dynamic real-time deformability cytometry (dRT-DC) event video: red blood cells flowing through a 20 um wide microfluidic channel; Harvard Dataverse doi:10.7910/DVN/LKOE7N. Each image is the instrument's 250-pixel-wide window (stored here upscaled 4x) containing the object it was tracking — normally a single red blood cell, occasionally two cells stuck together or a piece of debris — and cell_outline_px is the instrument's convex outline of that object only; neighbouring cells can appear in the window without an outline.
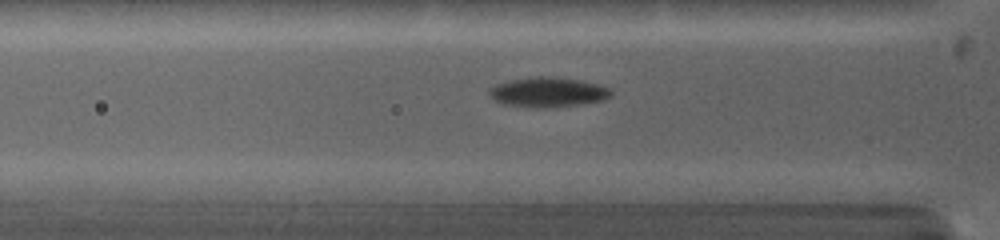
{"species": "common noctule bat (a hibernating species)", "species_latin": "Nyctalus noctula", "temperature_condition": "warm", "stored_images_in_passage": 36, "camera_frame_rate_fps": 5000, "um_per_image_px": 0.085, "animal": {"sex": "female", "body_mass_g": 19.0, "forearm_length_mm": 53.3}, "frame": {"image": 1, "passage_image": 8, "time_ms": 3.0, "image_size_px": [1000, 240], "cell_outline_px": [[612, 96], [604, 100], [580, 104], [548, 108], [528, 108], [500, 104], [488, 96], [488, 88], [504, 80], [536, 76], [552, 76], [580, 80], [612, 88]], "centroid_in_image_um": [46.51, 7.84], "position_along_channel_um": 79.3, "area_um2": 21.85}}
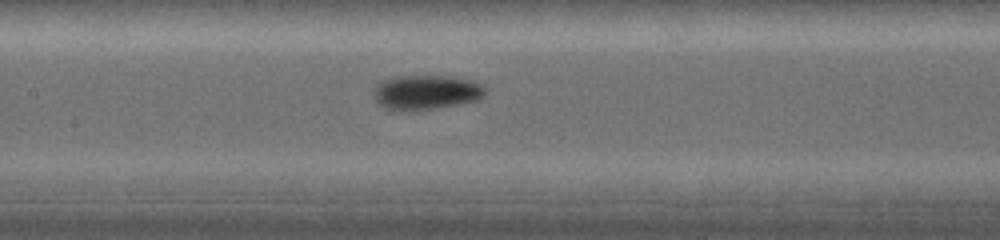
{"frame": {"image": 2, "passage_image": 14, "time_ms": 5.2, "image_size_px": [1000, 240], "cell_outline_px": [[488, 92], [484, 96], [476, 100], [436, 108], [412, 112], [384, 108], [376, 104], [376, 84], [392, 76], [448, 76], [476, 80], [484, 84], [488, 88]], "centroid_in_image_um": [36.28, 7.84], "position_along_channel_um": 171.1, "area_um2": 22.89}}
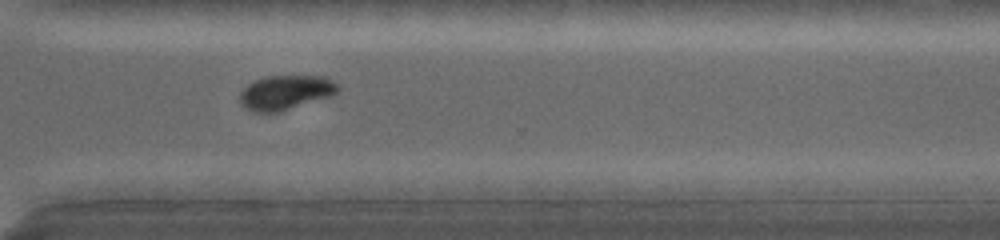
{"frame": {"image": 3, "passage_image": 26, "time_ms": 9.4, "image_size_px": [1000, 240], "cell_outline_px": [[340, 88], [332, 96], [276, 112], [252, 112], [240, 104], [240, 92], [248, 84], [264, 76], [320, 76], [332, 80], [340, 84]], "centroid_in_image_um": [24.27, 7.85], "position_along_channel_um": 346.3, "area_um2": 19.59}, "authors_computed_cell_mechanics": {"area_um2": 20.1144, "velocity_mm_per_s": 4.1716, "shape_relaxation_time_tau1_ms": 2.5956, "shape_relaxation_time_tau2_ms": null, "deformation_change_tau1": 0.1248, "deformation_change_tau2": null}}